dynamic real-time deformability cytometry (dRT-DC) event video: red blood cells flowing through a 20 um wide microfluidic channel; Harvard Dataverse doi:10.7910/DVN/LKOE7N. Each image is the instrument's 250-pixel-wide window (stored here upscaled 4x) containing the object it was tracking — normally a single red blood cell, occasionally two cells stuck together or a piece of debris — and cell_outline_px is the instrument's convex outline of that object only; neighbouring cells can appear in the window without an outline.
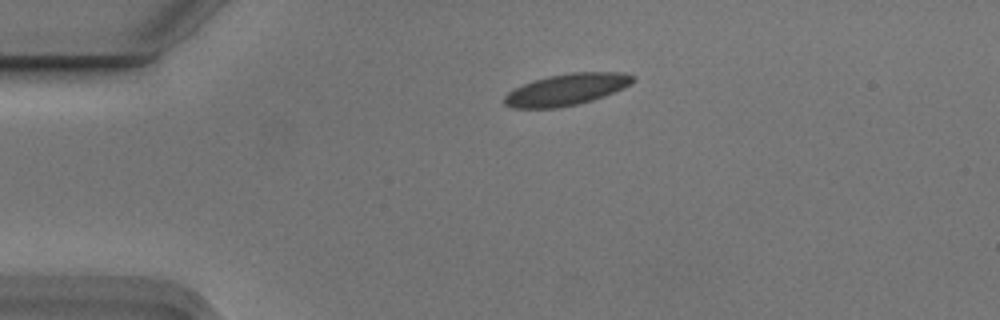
{"species": "Egyptian fruit bat (a non-hibernating species)", "species_latin": "Rousettus aegyptiacus", "temperature_condition": "cold", "stored_images_in_passage": 2, "camera_frame_rate_fps": 3000, "um_per_image_px": 0.085, "animal": {"sex": "male"}, "frame": {"image": 1, "passage_image": 1, "time_ms": 0.0, "image_size_px": [1000, 320], "cell_outline_px": [[636, 80], [624, 88], [604, 96], [592, 100], [576, 104], [556, 108], [512, 108], [504, 104], [504, 96], [508, 92], [532, 80], [548, 76], [572, 72], [624, 72], [636, 76]], "centroid_in_image_um": [48.18, 7.6], "position_along_channel_um": 36.8, "area_um2": 23.7}}